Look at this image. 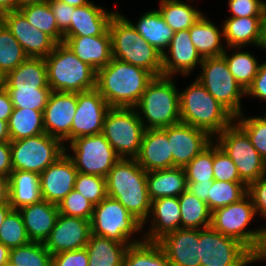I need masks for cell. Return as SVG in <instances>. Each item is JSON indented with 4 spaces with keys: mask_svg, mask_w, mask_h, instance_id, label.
<instances>
[{
    "mask_svg": "<svg viewBox=\"0 0 266 266\" xmlns=\"http://www.w3.org/2000/svg\"><path fill=\"white\" fill-rule=\"evenodd\" d=\"M10 142L8 122L0 119V143Z\"/></svg>",
    "mask_w": 266,
    "mask_h": 266,
    "instance_id": "obj_60",
    "label": "cell"
},
{
    "mask_svg": "<svg viewBox=\"0 0 266 266\" xmlns=\"http://www.w3.org/2000/svg\"><path fill=\"white\" fill-rule=\"evenodd\" d=\"M112 56L162 76V55L135 30L131 22L115 13L109 23Z\"/></svg>",
    "mask_w": 266,
    "mask_h": 266,
    "instance_id": "obj_4",
    "label": "cell"
},
{
    "mask_svg": "<svg viewBox=\"0 0 266 266\" xmlns=\"http://www.w3.org/2000/svg\"><path fill=\"white\" fill-rule=\"evenodd\" d=\"M78 171L65 152L39 174L42 200L59 205L74 189Z\"/></svg>",
    "mask_w": 266,
    "mask_h": 266,
    "instance_id": "obj_20",
    "label": "cell"
},
{
    "mask_svg": "<svg viewBox=\"0 0 266 266\" xmlns=\"http://www.w3.org/2000/svg\"><path fill=\"white\" fill-rule=\"evenodd\" d=\"M168 47L172 59L166 52L162 54V76L170 77L177 72L186 75L203 61L191 41L189 29L174 32Z\"/></svg>",
    "mask_w": 266,
    "mask_h": 266,
    "instance_id": "obj_23",
    "label": "cell"
},
{
    "mask_svg": "<svg viewBox=\"0 0 266 266\" xmlns=\"http://www.w3.org/2000/svg\"><path fill=\"white\" fill-rule=\"evenodd\" d=\"M249 198L247 194L238 202L213 211L210 227L223 235L237 239L257 257L264 259L266 258V228L245 231V227L256 214L252 199L248 200Z\"/></svg>",
    "mask_w": 266,
    "mask_h": 266,
    "instance_id": "obj_6",
    "label": "cell"
},
{
    "mask_svg": "<svg viewBox=\"0 0 266 266\" xmlns=\"http://www.w3.org/2000/svg\"><path fill=\"white\" fill-rule=\"evenodd\" d=\"M226 54L227 52L224 51L222 56L227 62L230 72L246 91L257 75L260 65L257 64L256 59L247 51L237 52L232 54L231 57Z\"/></svg>",
    "mask_w": 266,
    "mask_h": 266,
    "instance_id": "obj_42",
    "label": "cell"
},
{
    "mask_svg": "<svg viewBox=\"0 0 266 266\" xmlns=\"http://www.w3.org/2000/svg\"><path fill=\"white\" fill-rule=\"evenodd\" d=\"M0 242L10 249L31 242L19 210H12L0 226Z\"/></svg>",
    "mask_w": 266,
    "mask_h": 266,
    "instance_id": "obj_44",
    "label": "cell"
},
{
    "mask_svg": "<svg viewBox=\"0 0 266 266\" xmlns=\"http://www.w3.org/2000/svg\"><path fill=\"white\" fill-rule=\"evenodd\" d=\"M74 189L92 204H99L107 195L106 178L77 173Z\"/></svg>",
    "mask_w": 266,
    "mask_h": 266,
    "instance_id": "obj_47",
    "label": "cell"
},
{
    "mask_svg": "<svg viewBox=\"0 0 266 266\" xmlns=\"http://www.w3.org/2000/svg\"><path fill=\"white\" fill-rule=\"evenodd\" d=\"M179 101L181 122L206 131L210 136L220 134L235 119L197 79L179 93Z\"/></svg>",
    "mask_w": 266,
    "mask_h": 266,
    "instance_id": "obj_3",
    "label": "cell"
},
{
    "mask_svg": "<svg viewBox=\"0 0 266 266\" xmlns=\"http://www.w3.org/2000/svg\"><path fill=\"white\" fill-rule=\"evenodd\" d=\"M200 65L203 71L197 80L234 117L241 115L240 100L246 91L230 72L224 57H205Z\"/></svg>",
    "mask_w": 266,
    "mask_h": 266,
    "instance_id": "obj_11",
    "label": "cell"
},
{
    "mask_svg": "<svg viewBox=\"0 0 266 266\" xmlns=\"http://www.w3.org/2000/svg\"><path fill=\"white\" fill-rule=\"evenodd\" d=\"M259 46L266 49V15L262 23L261 41Z\"/></svg>",
    "mask_w": 266,
    "mask_h": 266,
    "instance_id": "obj_66",
    "label": "cell"
},
{
    "mask_svg": "<svg viewBox=\"0 0 266 266\" xmlns=\"http://www.w3.org/2000/svg\"><path fill=\"white\" fill-rule=\"evenodd\" d=\"M44 59L52 91L80 93L95 89L96 71L81 61L65 43H58Z\"/></svg>",
    "mask_w": 266,
    "mask_h": 266,
    "instance_id": "obj_5",
    "label": "cell"
},
{
    "mask_svg": "<svg viewBox=\"0 0 266 266\" xmlns=\"http://www.w3.org/2000/svg\"><path fill=\"white\" fill-rule=\"evenodd\" d=\"M265 17H230L223 25V36L229 47H242L244 45H260L262 23Z\"/></svg>",
    "mask_w": 266,
    "mask_h": 266,
    "instance_id": "obj_31",
    "label": "cell"
},
{
    "mask_svg": "<svg viewBox=\"0 0 266 266\" xmlns=\"http://www.w3.org/2000/svg\"><path fill=\"white\" fill-rule=\"evenodd\" d=\"M0 20L22 46L28 57H47L58 44L50 35L31 26L17 9L4 12Z\"/></svg>",
    "mask_w": 266,
    "mask_h": 266,
    "instance_id": "obj_17",
    "label": "cell"
},
{
    "mask_svg": "<svg viewBox=\"0 0 266 266\" xmlns=\"http://www.w3.org/2000/svg\"><path fill=\"white\" fill-rule=\"evenodd\" d=\"M5 266H14L10 262H8Z\"/></svg>",
    "mask_w": 266,
    "mask_h": 266,
    "instance_id": "obj_67",
    "label": "cell"
},
{
    "mask_svg": "<svg viewBox=\"0 0 266 266\" xmlns=\"http://www.w3.org/2000/svg\"><path fill=\"white\" fill-rule=\"evenodd\" d=\"M107 195L119 201L143 225L151 209L147 172L135 159L121 158L106 176Z\"/></svg>",
    "mask_w": 266,
    "mask_h": 266,
    "instance_id": "obj_2",
    "label": "cell"
},
{
    "mask_svg": "<svg viewBox=\"0 0 266 266\" xmlns=\"http://www.w3.org/2000/svg\"><path fill=\"white\" fill-rule=\"evenodd\" d=\"M213 172L215 180L222 182H243L239 177L236 165L218 144L214 145Z\"/></svg>",
    "mask_w": 266,
    "mask_h": 266,
    "instance_id": "obj_50",
    "label": "cell"
},
{
    "mask_svg": "<svg viewBox=\"0 0 266 266\" xmlns=\"http://www.w3.org/2000/svg\"><path fill=\"white\" fill-rule=\"evenodd\" d=\"M1 84L5 89L50 88L45 59L42 57L26 58L2 79Z\"/></svg>",
    "mask_w": 266,
    "mask_h": 266,
    "instance_id": "obj_28",
    "label": "cell"
},
{
    "mask_svg": "<svg viewBox=\"0 0 266 266\" xmlns=\"http://www.w3.org/2000/svg\"><path fill=\"white\" fill-rule=\"evenodd\" d=\"M212 143L213 141L184 167L187 182L214 181V144Z\"/></svg>",
    "mask_w": 266,
    "mask_h": 266,
    "instance_id": "obj_46",
    "label": "cell"
},
{
    "mask_svg": "<svg viewBox=\"0 0 266 266\" xmlns=\"http://www.w3.org/2000/svg\"><path fill=\"white\" fill-rule=\"evenodd\" d=\"M28 56L10 30L0 20V77L3 79Z\"/></svg>",
    "mask_w": 266,
    "mask_h": 266,
    "instance_id": "obj_40",
    "label": "cell"
},
{
    "mask_svg": "<svg viewBox=\"0 0 266 266\" xmlns=\"http://www.w3.org/2000/svg\"><path fill=\"white\" fill-rule=\"evenodd\" d=\"M111 106L96 90L77 93V107L71 127V141L83 136L102 133Z\"/></svg>",
    "mask_w": 266,
    "mask_h": 266,
    "instance_id": "obj_15",
    "label": "cell"
},
{
    "mask_svg": "<svg viewBox=\"0 0 266 266\" xmlns=\"http://www.w3.org/2000/svg\"><path fill=\"white\" fill-rule=\"evenodd\" d=\"M159 12L174 32L190 29L202 16L197 9L179 0H161Z\"/></svg>",
    "mask_w": 266,
    "mask_h": 266,
    "instance_id": "obj_37",
    "label": "cell"
},
{
    "mask_svg": "<svg viewBox=\"0 0 266 266\" xmlns=\"http://www.w3.org/2000/svg\"><path fill=\"white\" fill-rule=\"evenodd\" d=\"M147 189L151 201L163 197H178L187 190L184 167L147 172Z\"/></svg>",
    "mask_w": 266,
    "mask_h": 266,
    "instance_id": "obj_29",
    "label": "cell"
},
{
    "mask_svg": "<svg viewBox=\"0 0 266 266\" xmlns=\"http://www.w3.org/2000/svg\"><path fill=\"white\" fill-rule=\"evenodd\" d=\"M12 169L10 142L0 143V175L9 177Z\"/></svg>",
    "mask_w": 266,
    "mask_h": 266,
    "instance_id": "obj_56",
    "label": "cell"
},
{
    "mask_svg": "<svg viewBox=\"0 0 266 266\" xmlns=\"http://www.w3.org/2000/svg\"><path fill=\"white\" fill-rule=\"evenodd\" d=\"M91 235L90 220L59 213L50 236L44 242L52 254L85 248Z\"/></svg>",
    "mask_w": 266,
    "mask_h": 266,
    "instance_id": "obj_18",
    "label": "cell"
},
{
    "mask_svg": "<svg viewBox=\"0 0 266 266\" xmlns=\"http://www.w3.org/2000/svg\"><path fill=\"white\" fill-rule=\"evenodd\" d=\"M130 245L91 234L86 245L88 266H123Z\"/></svg>",
    "mask_w": 266,
    "mask_h": 266,
    "instance_id": "obj_32",
    "label": "cell"
},
{
    "mask_svg": "<svg viewBox=\"0 0 266 266\" xmlns=\"http://www.w3.org/2000/svg\"><path fill=\"white\" fill-rule=\"evenodd\" d=\"M137 107L149 122L143 125L145 129H162L181 122L179 92L168 76L154 77Z\"/></svg>",
    "mask_w": 266,
    "mask_h": 266,
    "instance_id": "obj_7",
    "label": "cell"
},
{
    "mask_svg": "<svg viewBox=\"0 0 266 266\" xmlns=\"http://www.w3.org/2000/svg\"><path fill=\"white\" fill-rule=\"evenodd\" d=\"M101 7L89 4L75 7L70 28L63 36H101L109 29L115 12L107 13Z\"/></svg>",
    "mask_w": 266,
    "mask_h": 266,
    "instance_id": "obj_26",
    "label": "cell"
},
{
    "mask_svg": "<svg viewBox=\"0 0 266 266\" xmlns=\"http://www.w3.org/2000/svg\"><path fill=\"white\" fill-rule=\"evenodd\" d=\"M12 10H16V0H0V15Z\"/></svg>",
    "mask_w": 266,
    "mask_h": 266,
    "instance_id": "obj_62",
    "label": "cell"
},
{
    "mask_svg": "<svg viewBox=\"0 0 266 266\" xmlns=\"http://www.w3.org/2000/svg\"><path fill=\"white\" fill-rule=\"evenodd\" d=\"M13 109L14 106L7 90L0 84V119L8 122Z\"/></svg>",
    "mask_w": 266,
    "mask_h": 266,
    "instance_id": "obj_58",
    "label": "cell"
},
{
    "mask_svg": "<svg viewBox=\"0 0 266 266\" xmlns=\"http://www.w3.org/2000/svg\"><path fill=\"white\" fill-rule=\"evenodd\" d=\"M242 116L235 117L241 119L237 125L247 134L253 147L266 162V115L264 118L251 117L245 119Z\"/></svg>",
    "mask_w": 266,
    "mask_h": 266,
    "instance_id": "obj_48",
    "label": "cell"
},
{
    "mask_svg": "<svg viewBox=\"0 0 266 266\" xmlns=\"http://www.w3.org/2000/svg\"><path fill=\"white\" fill-rule=\"evenodd\" d=\"M9 203V177L0 175V204Z\"/></svg>",
    "mask_w": 266,
    "mask_h": 266,
    "instance_id": "obj_59",
    "label": "cell"
},
{
    "mask_svg": "<svg viewBox=\"0 0 266 266\" xmlns=\"http://www.w3.org/2000/svg\"><path fill=\"white\" fill-rule=\"evenodd\" d=\"M13 210L9 203L0 204V226L5 220L6 216Z\"/></svg>",
    "mask_w": 266,
    "mask_h": 266,
    "instance_id": "obj_63",
    "label": "cell"
},
{
    "mask_svg": "<svg viewBox=\"0 0 266 266\" xmlns=\"http://www.w3.org/2000/svg\"><path fill=\"white\" fill-rule=\"evenodd\" d=\"M123 266H171L157 242L143 241L128 247Z\"/></svg>",
    "mask_w": 266,
    "mask_h": 266,
    "instance_id": "obj_39",
    "label": "cell"
},
{
    "mask_svg": "<svg viewBox=\"0 0 266 266\" xmlns=\"http://www.w3.org/2000/svg\"><path fill=\"white\" fill-rule=\"evenodd\" d=\"M247 194L248 186L244 182H222L214 179L209 191L208 207L213 212L238 202Z\"/></svg>",
    "mask_w": 266,
    "mask_h": 266,
    "instance_id": "obj_41",
    "label": "cell"
},
{
    "mask_svg": "<svg viewBox=\"0 0 266 266\" xmlns=\"http://www.w3.org/2000/svg\"><path fill=\"white\" fill-rule=\"evenodd\" d=\"M63 43L95 71L112 60V40L109 29L101 36H63Z\"/></svg>",
    "mask_w": 266,
    "mask_h": 266,
    "instance_id": "obj_22",
    "label": "cell"
},
{
    "mask_svg": "<svg viewBox=\"0 0 266 266\" xmlns=\"http://www.w3.org/2000/svg\"><path fill=\"white\" fill-rule=\"evenodd\" d=\"M245 95H253L261 99H266V62L260 64L258 73L252 84L247 88Z\"/></svg>",
    "mask_w": 266,
    "mask_h": 266,
    "instance_id": "obj_55",
    "label": "cell"
},
{
    "mask_svg": "<svg viewBox=\"0 0 266 266\" xmlns=\"http://www.w3.org/2000/svg\"><path fill=\"white\" fill-rule=\"evenodd\" d=\"M200 266H246L262 260L235 238L221 234L211 227L199 230Z\"/></svg>",
    "mask_w": 266,
    "mask_h": 266,
    "instance_id": "obj_9",
    "label": "cell"
},
{
    "mask_svg": "<svg viewBox=\"0 0 266 266\" xmlns=\"http://www.w3.org/2000/svg\"><path fill=\"white\" fill-rule=\"evenodd\" d=\"M90 226L91 234L125 245L143 242L136 240L127 243L132 234L139 231L143 224L131 215L119 201L108 196L94 206Z\"/></svg>",
    "mask_w": 266,
    "mask_h": 266,
    "instance_id": "obj_10",
    "label": "cell"
},
{
    "mask_svg": "<svg viewBox=\"0 0 266 266\" xmlns=\"http://www.w3.org/2000/svg\"><path fill=\"white\" fill-rule=\"evenodd\" d=\"M19 212L30 241L44 243L54 228L59 208L56 204L41 200L20 208Z\"/></svg>",
    "mask_w": 266,
    "mask_h": 266,
    "instance_id": "obj_25",
    "label": "cell"
},
{
    "mask_svg": "<svg viewBox=\"0 0 266 266\" xmlns=\"http://www.w3.org/2000/svg\"><path fill=\"white\" fill-rule=\"evenodd\" d=\"M154 221L145 241L157 242L170 232L181 228V213L178 197H163L151 201Z\"/></svg>",
    "mask_w": 266,
    "mask_h": 266,
    "instance_id": "obj_27",
    "label": "cell"
},
{
    "mask_svg": "<svg viewBox=\"0 0 266 266\" xmlns=\"http://www.w3.org/2000/svg\"><path fill=\"white\" fill-rule=\"evenodd\" d=\"M218 136V146L234 162L240 179L247 186L266 175L265 160L253 147L247 134L237 124H231Z\"/></svg>",
    "mask_w": 266,
    "mask_h": 266,
    "instance_id": "obj_13",
    "label": "cell"
},
{
    "mask_svg": "<svg viewBox=\"0 0 266 266\" xmlns=\"http://www.w3.org/2000/svg\"><path fill=\"white\" fill-rule=\"evenodd\" d=\"M264 176L248 185V195L252 199L256 213L259 211L266 217V178Z\"/></svg>",
    "mask_w": 266,
    "mask_h": 266,
    "instance_id": "obj_54",
    "label": "cell"
},
{
    "mask_svg": "<svg viewBox=\"0 0 266 266\" xmlns=\"http://www.w3.org/2000/svg\"><path fill=\"white\" fill-rule=\"evenodd\" d=\"M166 135L172 151V168L185 167L212 142L206 131L183 122L166 127Z\"/></svg>",
    "mask_w": 266,
    "mask_h": 266,
    "instance_id": "obj_16",
    "label": "cell"
},
{
    "mask_svg": "<svg viewBox=\"0 0 266 266\" xmlns=\"http://www.w3.org/2000/svg\"><path fill=\"white\" fill-rule=\"evenodd\" d=\"M94 204L84 198L78 191L73 189L58 205L62 215L81 217L91 220Z\"/></svg>",
    "mask_w": 266,
    "mask_h": 266,
    "instance_id": "obj_49",
    "label": "cell"
},
{
    "mask_svg": "<svg viewBox=\"0 0 266 266\" xmlns=\"http://www.w3.org/2000/svg\"><path fill=\"white\" fill-rule=\"evenodd\" d=\"M14 108H25L43 112L49 96L52 92L51 88H19L6 89Z\"/></svg>",
    "mask_w": 266,
    "mask_h": 266,
    "instance_id": "obj_45",
    "label": "cell"
},
{
    "mask_svg": "<svg viewBox=\"0 0 266 266\" xmlns=\"http://www.w3.org/2000/svg\"><path fill=\"white\" fill-rule=\"evenodd\" d=\"M18 10L31 26L50 35L57 43H63V33L58 29L48 1L29 4Z\"/></svg>",
    "mask_w": 266,
    "mask_h": 266,
    "instance_id": "obj_38",
    "label": "cell"
},
{
    "mask_svg": "<svg viewBox=\"0 0 266 266\" xmlns=\"http://www.w3.org/2000/svg\"><path fill=\"white\" fill-rule=\"evenodd\" d=\"M157 243L171 266H200L199 229L179 228Z\"/></svg>",
    "mask_w": 266,
    "mask_h": 266,
    "instance_id": "obj_21",
    "label": "cell"
},
{
    "mask_svg": "<svg viewBox=\"0 0 266 266\" xmlns=\"http://www.w3.org/2000/svg\"><path fill=\"white\" fill-rule=\"evenodd\" d=\"M191 41L202 58L222 56L221 32L203 15L189 29Z\"/></svg>",
    "mask_w": 266,
    "mask_h": 266,
    "instance_id": "obj_34",
    "label": "cell"
},
{
    "mask_svg": "<svg viewBox=\"0 0 266 266\" xmlns=\"http://www.w3.org/2000/svg\"><path fill=\"white\" fill-rule=\"evenodd\" d=\"M229 8L233 15L231 17H265L266 2L260 0H229Z\"/></svg>",
    "mask_w": 266,
    "mask_h": 266,
    "instance_id": "obj_51",
    "label": "cell"
},
{
    "mask_svg": "<svg viewBox=\"0 0 266 266\" xmlns=\"http://www.w3.org/2000/svg\"><path fill=\"white\" fill-rule=\"evenodd\" d=\"M154 77L144 68L112 58L96 71L95 89L111 107L136 108Z\"/></svg>",
    "mask_w": 266,
    "mask_h": 266,
    "instance_id": "obj_1",
    "label": "cell"
},
{
    "mask_svg": "<svg viewBox=\"0 0 266 266\" xmlns=\"http://www.w3.org/2000/svg\"><path fill=\"white\" fill-rule=\"evenodd\" d=\"M77 107V93L52 91L43 111L45 133L61 141L70 140Z\"/></svg>",
    "mask_w": 266,
    "mask_h": 266,
    "instance_id": "obj_19",
    "label": "cell"
},
{
    "mask_svg": "<svg viewBox=\"0 0 266 266\" xmlns=\"http://www.w3.org/2000/svg\"><path fill=\"white\" fill-rule=\"evenodd\" d=\"M88 260L87 250L82 248L52 255L51 266H88Z\"/></svg>",
    "mask_w": 266,
    "mask_h": 266,
    "instance_id": "obj_52",
    "label": "cell"
},
{
    "mask_svg": "<svg viewBox=\"0 0 266 266\" xmlns=\"http://www.w3.org/2000/svg\"><path fill=\"white\" fill-rule=\"evenodd\" d=\"M42 200L39 174L16 170L9 176V204L13 210L38 203Z\"/></svg>",
    "mask_w": 266,
    "mask_h": 266,
    "instance_id": "obj_30",
    "label": "cell"
},
{
    "mask_svg": "<svg viewBox=\"0 0 266 266\" xmlns=\"http://www.w3.org/2000/svg\"><path fill=\"white\" fill-rule=\"evenodd\" d=\"M10 141L34 137L45 133L43 112L14 108L8 120Z\"/></svg>",
    "mask_w": 266,
    "mask_h": 266,
    "instance_id": "obj_35",
    "label": "cell"
},
{
    "mask_svg": "<svg viewBox=\"0 0 266 266\" xmlns=\"http://www.w3.org/2000/svg\"><path fill=\"white\" fill-rule=\"evenodd\" d=\"M10 148L13 171H32L38 174H41L66 151L61 140L47 133L10 141Z\"/></svg>",
    "mask_w": 266,
    "mask_h": 266,
    "instance_id": "obj_12",
    "label": "cell"
},
{
    "mask_svg": "<svg viewBox=\"0 0 266 266\" xmlns=\"http://www.w3.org/2000/svg\"><path fill=\"white\" fill-rule=\"evenodd\" d=\"M44 1L47 0H16V10L29 4L41 3Z\"/></svg>",
    "mask_w": 266,
    "mask_h": 266,
    "instance_id": "obj_65",
    "label": "cell"
},
{
    "mask_svg": "<svg viewBox=\"0 0 266 266\" xmlns=\"http://www.w3.org/2000/svg\"><path fill=\"white\" fill-rule=\"evenodd\" d=\"M134 108L111 107L106 114L102 134L120 158L138 156L145 132L144 119Z\"/></svg>",
    "mask_w": 266,
    "mask_h": 266,
    "instance_id": "obj_8",
    "label": "cell"
},
{
    "mask_svg": "<svg viewBox=\"0 0 266 266\" xmlns=\"http://www.w3.org/2000/svg\"><path fill=\"white\" fill-rule=\"evenodd\" d=\"M47 1L50 5L51 11L55 16L58 29L64 34L70 28L71 19L75 7L70 6L59 0H47Z\"/></svg>",
    "mask_w": 266,
    "mask_h": 266,
    "instance_id": "obj_53",
    "label": "cell"
},
{
    "mask_svg": "<svg viewBox=\"0 0 266 266\" xmlns=\"http://www.w3.org/2000/svg\"><path fill=\"white\" fill-rule=\"evenodd\" d=\"M76 170L82 174L106 178L111 168L121 159L102 133L83 136L70 143Z\"/></svg>",
    "mask_w": 266,
    "mask_h": 266,
    "instance_id": "obj_14",
    "label": "cell"
},
{
    "mask_svg": "<svg viewBox=\"0 0 266 266\" xmlns=\"http://www.w3.org/2000/svg\"><path fill=\"white\" fill-rule=\"evenodd\" d=\"M59 1L64 2L73 7H79L90 3V1L88 0H59Z\"/></svg>",
    "mask_w": 266,
    "mask_h": 266,
    "instance_id": "obj_64",
    "label": "cell"
},
{
    "mask_svg": "<svg viewBox=\"0 0 266 266\" xmlns=\"http://www.w3.org/2000/svg\"><path fill=\"white\" fill-rule=\"evenodd\" d=\"M135 160L146 172L172 168V151L166 135V127L145 130Z\"/></svg>",
    "mask_w": 266,
    "mask_h": 266,
    "instance_id": "obj_24",
    "label": "cell"
},
{
    "mask_svg": "<svg viewBox=\"0 0 266 266\" xmlns=\"http://www.w3.org/2000/svg\"><path fill=\"white\" fill-rule=\"evenodd\" d=\"M212 183L213 181L187 182V191L208 205L209 191L211 189Z\"/></svg>",
    "mask_w": 266,
    "mask_h": 266,
    "instance_id": "obj_57",
    "label": "cell"
},
{
    "mask_svg": "<svg viewBox=\"0 0 266 266\" xmlns=\"http://www.w3.org/2000/svg\"><path fill=\"white\" fill-rule=\"evenodd\" d=\"M181 213V228L199 229L201 224L203 229L211 225V215L207 203L198 199L189 191H184L178 196Z\"/></svg>",
    "mask_w": 266,
    "mask_h": 266,
    "instance_id": "obj_36",
    "label": "cell"
},
{
    "mask_svg": "<svg viewBox=\"0 0 266 266\" xmlns=\"http://www.w3.org/2000/svg\"><path fill=\"white\" fill-rule=\"evenodd\" d=\"M131 24L161 55L174 35V31L165 23L159 10L149 11L139 19L136 25Z\"/></svg>",
    "mask_w": 266,
    "mask_h": 266,
    "instance_id": "obj_33",
    "label": "cell"
},
{
    "mask_svg": "<svg viewBox=\"0 0 266 266\" xmlns=\"http://www.w3.org/2000/svg\"><path fill=\"white\" fill-rule=\"evenodd\" d=\"M51 260L52 254L40 242L31 241L10 250L9 262L14 266H51Z\"/></svg>",
    "mask_w": 266,
    "mask_h": 266,
    "instance_id": "obj_43",
    "label": "cell"
},
{
    "mask_svg": "<svg viewBox=\"0 0 266 266\" xmlns=\"http://www.w3.org/2000/svg\"><path fill=\"white\" fill-rule=\"evenodd\" d=\"M10 248L0 242V266H5L9 262Z\"/></svg>",
    "mask_w": 266,
    "mask_h": 266,
    "instance_id": "obj_61",
    "label": "cell"
}]
</instances>
